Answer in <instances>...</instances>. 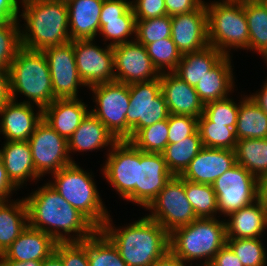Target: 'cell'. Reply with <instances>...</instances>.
<instances>
[{
	"mask_svg": "<svg viewBox=\"0 0 267 266\" xmlns=\"http://www.w3.org/2000/svg\"><path fill=\"white\" fill-rule=\"evenodd\" d=\"M24 200L27 206L28 225L49 234L57 243L81 242L97 230L48 183ZM72 232L75 233L73 237L70 235Z\"/></svg>",
	"mask_w": 267,
	"mask_h": 266,
	"instance_id": "1",
	"label": "cell"
},
{
	"mask_svg": "<svg viewBox=\"0 0 267 266\" xmlns=\"http://www.w3.org/2000/svg\"><path fill=\"white\" fill-rule=\"evenodd\" d=\"M111 222L109 216L100 230L112 241L127 266H152L169 249V233L147 216L118 229Z\"/></svg>",
	"mask_w": 267,
	"mask_h": 266,
	"instance_id": "2",
	"label": "cell"
},
{
	"mask_svg": "<svg viewBox=\"0 0 267 266\" xmlns=\"http://www.w3.org/2000/svg\"><path fill=\"white\" fill-rule=\"evenodd\" d=\"M25 30H21L23 48L43 51L71 41L66 1L21 0Z\"/></svg>",
	"mask_w": 267,
	"mask_h": 266,
	"instance_id": "3",
	"label": "cell"
},
{
	"mask_svg": "<svg viewBox=\"0 0 267 266\" xmlns=\"http://www.w3.org/2000/svg\"><path fill=\"white\" fill-rule=\"evenodd\" d=\"M11 99L17 100V93L32 100L37 107L44 109L56 98L52 88L47 58L43 51L21 48L11 63Z\"/></svg>",
	"mask_w": 267,
	"mask_h": 266,
	"instance_id": "4",
	"label": "cell"
},
{
	"mask_svg": "<svg viewBox=\"0 0 267 266\" xmlns=\"http://www.w3.org/2000/svg\"><path fill=\"white\" fill-rule=\"evenodd\" d=\"M226 223L217 218H198L169 234V249L184 262L205 259L208 266L226 244Z\"/></svg>",
	"mask_w": 267,
	"mask_h": 266,
	"instance_id": "5",
	"label": "cell"
},
{
	"mask_svg": "<svg viewBox=\"0 0 267 266\" xmlns=\"http://www.w3.org/2000/svg\"><path fill=\"white\" fill-rule=\"evenodd\" d=\"M53 176L54 182L48 184L97 229H100L110 214L103 205L92 174L73 162L53 173Z\"/></svg>",
	"mask_w": 267,
	"mask_h": 266,
	"instance_id": "6",
	"label": "cell"
},
{
	"mask_svg": "<svg viewBox=\"0 0 267 266\" xmlns=\"http://www.w3.org/2000/svg\"><path fill=\"white\" fill-rule=\"evenodd\" d=\"M210 3L205 4L209 45L225 56L230 55L228 51L231 48L248 50L249 29L243 0H222Z\"/></svg>",
	"mask_w": 267,
	"mask_h": 266,
	"instance_id": "7",
	"label": "cell"
},
{
	"mask_svg": "<svg viewBox=\"0 0 267 266\" xmlns=\"http://www.w3.org/2000/svg\"><path fill=\"white\" fill-rule=\"evenodd\" d=\"M130 105L126 113V140L140 129L166 120L169 109L161 91L160 78L129 85Z\"/></svg>",
	"mask_w": 267,
	"mask_h": 266,
	"instance_id": "8",
	"label": "cell"
},
{
	"mask_svg": "<svg viewBox=\"0 0 267 266\" xmlns=\"http://www.w3.org/2000/svg\"><path fill=\"white\" fill-rule=\"evenodd\" d=\"M146 209L151 210L147 217L158 222L169 234L198 219L186 197L184 179L180 176H173Z\"/></svg>",
	"mask_w": 267,
	"mask_h": 266,
	"instance_id": "9",
	"label": "cell"
},
{
	"mask_svg": "<svg viewBox=\"0 0 267 266\" xmlns=\"http://www.w3.org/2000/svg\"><path fill=\"white\" fill-rule=\"evenodd\" d=\"M107 154L103 174L124 200L138 204L140 149L130 141H117Z\"/></svg>",
	"mask_w": 267,
	"mask_h": 266,
	"instance_id": "10",
	"label": "cell"
},
{
	"mask_svg": "<svg viewBox=\"0 0 267 266\" xmlns=\"http://www.w3.org/2000/svg\"><path fill=\"white\" fill-rule=\"evenodd\" d=\"M98 106L90 112L117 141L126 140V113L130 105L129 85L120 82L100 83L89 87Z\"/></svg>",
	"mask_w": 267,
	"mask_h": 266,
	"instance_id": "11",
	"label": "cell"
},
{
	"mask_svg": "<svg viewBox=\"0 0 267 266\" xmlns=\"http://www.w3.org/2000/svg\"><path fill=\"white\" fill-rule=\"evenodd\" d=\"M212 186L218 212L226 217L258 200L259 180L238 163L218 177Z\"/></svg>",
	"mask_w": 267,
	"mask_h": 266,
	"instance_id": "12",
	"label": "cell"
},
{
	"mask_svg": "<svg viewBox=\"0 0 267 266\" xmlns=\"http://www.w3.org/2000/svg\"><path fill=\"white\" fill-rule=\"evenodd\" d=\"M36 174L56 173L73 162L68 152V141L59 135L44 119L36 126L28 140Z\"/></svg>",
	"mask_w": 267,
	"mask_h": 266,
	"instance_id": "13",
	"label": "cell"
},
{
	"mask_svg": "<svg viewBox=\"0 0 267 266\" xmlns=\"http://www.w3.org/2000/svg\"><path fill=\"white\" fill-rule=\"evenodd\" d=\"M133 39L113 46L115 81L131 85L158 79L161 73L153 65L146 47Z\"/></svg>",
	"mask_w": 267,
	"mask_h": 266,
	"instance_id": "14",
	"label": "cell"
},
{
	"mask_svg": "<svg viewBox=\"0 0 267 266\" xmlns=\"http://www.w3.org/2000/svg\"><path fill=\"white\" fill-rule=\"evenodd\" d=\"M93 39L72 40L77 71L87 87L115 81L113 46H96Z\"/></svg>",
	"mask_w": 267,
	"mask_h": 266,
	"instance_id": "15",
	"label": "cell"
},
{
	"mask_svg": "<svg viewBox=\"0 0 267 266\" xmlns=\"http://www.w3.org/2000/svg\"><path fill=\"white\" fill-rule=\"evenodd\" d=\"M49 65L52 88L56 99L78 98V86L86 85L80 79L74 46L70 41L66 44L48 47L43 50Z\"/></svg>",
	"mask_w": 267,
	"mask_h": 266,
	"instance_id": "16",
	"label": "cell"
},
{
	"mask_svg": "<svg viewBox=\"0 0 267 266\" xmlns=\"http://www.w3.org/2000/svg\"><path fill=\"white\" fill-rule=\"evenodd\" d=\"M171 23V38L182 54L209 46L205 2L190 13L171 16Z\"/></svg>",
	"mask_w": 267,
	"mask_h": 266,
	"instance_id": "17",
	"label": "cell"
},
{
	"mask_svg": "<svg viewBox=\"0 0 267 266\" xmlns=\"http://www.w3.org/2000/svg\"><path fill=\"white\" fill-rule=\"evenodd\" d=\"M235 164L234 150L203 146L180 177L190 182L212 185Z\"/></svg>",
	"mask_w": 267,
	"mask_h": 266,
	"instance_id": "18",
	"label": "cell"
},
{
	"mask_svg": "<svg viewBox=\"0 0 267 266\" xmlns=\"http://www.w3.org/2000/svg\"><path fill=\"white\" fill-rule=\"evenodd\" d=\"M0 133L6 141H28L37 124L43 119V109L34 112L32 101L10 100L0 108Z\"/></svg>",
	"mask_w": 267,
	"mask_h": 266,
	"instance_id": "19",
	"label": "cell"
},
{
	"mask_svg": "<svg viewBox=\"0 0 267 266\" xmlns=\"http://www.w3.org/2000/svg\"><path fill=\"white\" fill-rule=\"evenodd\" d=\"M105 38L112 40L110 46L129 42L128 36L136 34V17L131 1L104 0L100 13V31Z\"/></svg>",
	"mask_w": 267,
	"mask_h": 266,
	"instance_id": "20",
	"label": "cell"
},
{
	"mask_svg": "<svg viewBox=\"0 0 267 266\" xmlns=\"http://www.w3.org/2000/svg\"><path fill=\"white\" fill-rule=\"evenodd\" d=\"M173 177L162 153L140 150L138 164V205L146 208Z\"/></svg>",
	"mask_w": 267,
	"mask_h": 266,
	"instance_id": "21",
	"label": "cell"
},
{
	"mask_svg": "<svg viewBox=\"0 0 267 266\" xmlns=\"http://www.w3.org/2000/svg\"><path fill=\"white\" fill-rule=\"evenodd\" d=\"M159 78L170 114L196 118L203 114L204 103L200 100L195 87L181 80L173 72H163Z\"/></svg>",
	"mask_w": 267,
	"mask_h": 266,
	"instance_id": "22",
	"label": "cell"
},
{
	"mask_svg": "<svg viewBox=\"0 0 267 266\" xmlns=\"http://www.w3.org/2000/svg\"><path fill=\"white\" fill-rule=\"evenodd\" d=\"M89 112L79 98L55 99L43 109V119L68 141Z\"/></svg>",
	"mask_w": 267,
	"mask_h": 266,
	"instance_id": "23",
	"label": "cell"
},
{
	"mask_svg": "<svg viewBox=\"0 0 267 266\" xmlns=\"http://www.w3.org/2000/svg\"><path fill=\"white\" fill-rule=\"evenodd\" d=\"M104 0H68L69 33L72 40L95 39L100 31Z\"/></svg>",
	"mask_w": 267,
	"mask_h": 266,
	"instance_id": "24",
	"label": "cell"
},
{
	"mask_svg": "<svg viewBox=\"0 0 267 266\" xmlns=\"http://www.w3.org/2000/svg\"><path fill=\"white\" fill-rule=\"evenodd\" d=\"M56 244L49 234L28 225L2 255L15 261H43L55 251Z\"/></svg>",
	"mask_w": 267,
	"mask_h": 266,
	"instance_id": "25",
	"label": "cell"
},
{
	"mask_svg": "<svg viewBox=\"0 0 267 266\" xmlns=\"http://www.w3.org/2000/svg\"><path fill=\"white\" fill-rule=\"evenodd\" d=\"M0 155L8 178L17 188H21L24 181L30 178H40L36 174L28 141H6Z\"/></svg>",
	"mask_w": 267,
	"mask_h": 266,
	"instance_id": "26",
	"label": "cell"
},
{
	"mask_svg": "<svg viewBox=\"0 0 267 266\" xmlns=\"http://www.w3.org/2000/svg\"><path fill=\"white\" fill-rule=\"evenodd\" d=\"M229 219L225 222L227 239L260 238L267 228V210L259 199L230 214Z\"/></svg>",
	"mask_w": 267,
	"mask_h": 266,
	"instance_id": "27",
	"label": "cell"
},
{
	"mask_svg": "<svg viewBox=\"0 0 267 266\" xmlns=\"http://www.w3.org/2000/svg\"><path fill=\"white\" fill-rule=\"evenodd\" d=\"M116 142L104 124L89 112L68 139V152L98 150L108 145L112 147Z\"/></svg>",
	"mask_w": 267,
	"mask_h": 266,
	"instance_id": "28",
	"label": "cell"
},
{
	"mask_svg": "<svg viewBox=\"0 0 267 266\" xmlns=\"http://www.w3.org/2000/svg\"><path fill=\"white\" fill-rule=\"evenodd\" d=\"M233 69L230 55L224 56L195 86L200 100L206 104L227 98L233 91Z\"/></svg>",
	"mask_w": 267,
	"mask_h": 266,
	"instance_id": "29",
	"label": "cell"
},
{
	"mask_svg": "<svg viewBox=\"0 0 267 266\" xmlns=\"http://www.w3.org/2000/svg\"><path fill=\"white\" fill-rule=\"evenodd\" d=\"M224 56L210 45L201 51L185 53L182 54L173 73L190 86L195 87Z\"/></svg>",
	"mask_w": 267,
	"mask_h": 266,
	"instance_id": "30",
	"label": "cell"
},
{
	"mask_svg": "<svg viewBox=\"0 0 267 266\" xmlns=\"http://www.w3.org/2000/svg\"><path fill=\"white\" fill-rule=\"evenodd\" d=\"M27 227L28 213L25 200H0V255Z\"/></svg>",
	"mask_w": 267,
	"mask_h": 266,
	"instance_id": "31",
	"label": "cell"
},
{
	"mask_svg": "<svg viewBox=\"0 0 267 266\" xmlns=\"http://www.w3.org/2000/svg\"><path fill=\"white\" fill-rule=\"evenodd\" d=\"M235 135L237 140L267 138V115L250 96L240 101Z\"/></svg>",
	"mask_w": 267,
	"mask_h": 266,
	"instance_id": "32",
	"label": "cell"
},
{
	"mask_svg": "<svg viewBox=\"0 0 267 266\" xmlns=\"http://www.w3.org/2000/svg\"><path fill=\"white\" fill-rule=\"evenodd\" d=\"M234 152L236 163L258 180L267 175V138L237 140Z\"/></svg>",
	"mask_w": 267,
	"mask_h": 266,
	"instance_id": "33",
	"label": "cell"
},
{
	"mask_svg": "<svg viewBox=\"0 0 267 266\" xmlns=\"http://www.w3.org/2000/svg\"><path fill=\"white\" fill-rule=\"evenodd\" d=\"M202 147L198 130L178 143L168 144L162 155L173 176H180Z\"/></svg>",
	"mask_w": 267,
	"mask_h": 266,
	"instance_id": "34",
	"label": "cell"
},
{
	"mask_svg": "<svg viewBox=\"0 0 267 266\" xmlns=\"http://www.w3.org/2000/svg\"><path fill=\"white\" fill-rule=\"evenodd\" d=\"M249 29V49L267 56V9L259 0H243Z\"/></svg>",
	"mask_w": 267,
	"mask_h": 266,
	"instance_id": "35",
	"label": "cell"
},
{
	"mask_svg": "<svg viewBox=\"0 0 267 266\" xmlns=\"http://www.w3.org/2000/svg\"><path fill=\"white\" fill-rule=\"evenodd\" d=\"M89 266H127L112 241L97 229L87 238Z\"/></svg>",
	"mask_w": 267,
	"mask_h": 266,
	"instance_id": "36",
	"label": "cell"
},
{
	"mask_svg": "<svg viewBox=\"0 0 267 266\" xmlns=\"http://www.w3.org/2000/svg\"><path fill=\"white\" fill-rule=\"evenodd\" d=\"M184 189L198 218H215L218 212L217 196L211 184L184 180ZM214 213V214H213Z\"/></svg>",
	"mask_w": 267,
	"mask_h": 266,
	"instance_id": "37",
	"label": "cell"
},
{
	"mask_svg": "<svg viewBox=\"0 0 267 266\" xmlns=\"http://www.w3.org/2000/svg\"><path fill=\"white\" fill-rule=\"evenodd\" d=\"M198 132L204 147L235 149L237 143L235 129L225 124H215L203 114L198 118Z\"/></svg>",
	"mask_w": 267,
	"mask_h": 266,
	"instance_id": "38",
	"label": "cell"
},
{
	"mask_svg": "<svg viewBox=\"0 0 267 266\" xmlns=\"http://www.w3.org/2000/svg\"><path fill=\"white\" fill-rule=\"evenodd\" d=\"M168 132L166 119L140 129L129 141L143 152L162 153L168 145Z\"/></svg>",
	"mask_w": 267,
	"mask_h": 266,
	"instance_id": "39",
	"label": "cell"
},
{
	"mask_svg": "<svg viewBox=\"0 0 267 266\" xmlns=\"http://www.w3.org/2000/svg\"><path fill=\"white\" fill-rule=\"evenodd\" d=\"M148 55L153 65L160 73L173 72L182 58L171 37L161 39L146 46Z\"/></svg>",
	"mask_w": 267,
	"mask_h": 266,
	"instance_id": "40",
	"label": "cell"
},
{
	"mask_svg": "<svg viewBox=\"0 0 267 266\" xmlns=\"http://www.w3.org/2000/svg\"><path fill=\"white\" fill-rule=\"evenodd\" d=\"M243 266H266L267 256L261 238L226 239Z\"/></svg>",
	"mask_w": 267,
	"mask_h": 266,
	"instance_id": "41",
	"label": "cell"
},
{
	"mask_svg": "<svg viewBox=\"0 0 267 266\" xmlns=\"http://www.w3.org/2000/svg\"><path fill=\"white\" fill-rule=\"evenodd\" d=\"M22 48L18 20L0 25V69L9 70L12 61Z\"/></svg>",
	"mask_w": 267,
	"mask_h": 266,
	"instance_id": "42",
	"label": "cell"
},
{
	"mask_svg": "<svg viewBox=\"0 0 267 266\" xmlns=\"http://www.w3.org/2000/svg\"><path fill=\"white\" fill-rule=\"evenodd\" d=\"M171 16L136 19V40L145 47L153 42L171 37Z\"/></svg>",
	"mask_w": 267,
	"mask_h": 266,
	"instance_id": "43",
	"label": "cell"
},
{
	"mask_svg": "<svg viewBox=\"0 0 267 266\" xmlns=\"http://www.w3.org/2000/svg\"><path fill=\"white\" fill-rule=\"evenodd\" d=\"M238 111L239 103L237 105L233 99L227 97L204 104L203 115L215 124H225L235 129Z\"/></svg>",
	"mask_w": 267,
	"mask_h": 266,
	"instance_id": "44",
	"label": "cell"
},
{
	"mask_svg": "<svg viewBox=\"0 0 267 266\" xmlns=\"http://www.w3.org/2000/svg\"><path fill=\"white\" fill-rule=\"evenodd\" d=\"M55 252L62 258L65 266H89L87 238L81 242H58Z\"/></svg>",
	"mask_w": 267,
	"mask_h": 266,
	"instance_id": "45",
	"label": "cell"
},
{
	"mask_svg": "<svg viewBox=\"0 0 267 266\" xmlns=\"http://www.w3.org/2000/svg\"><path fill=\"white\" fill-rule=\"evenodd\" d=\"M167 122L168 144L178 143L198 130V118L196 117L170 114Z\"/></svg>",
	"mask_w": 267,
	"mask_h": 266,
	"instance_id": "46",
	"label": "cell"
},
{
	"mask_svg": "<svg viewBox=\"0 0 267 266\" xmlns=\"http://www.w3.org/2000/svg\"><path fill=\"white\" fill-rule=\"evenodd\" d=\"M131 6L136 19H150L167 14L165 0H134Z\"/></svg>",
	"mask_w": 267,
	"mask_h": 266,
	"instance_id": "47",
	"label": "cell"
},
{
	"mask_svg": "<svg viewBox=\"0 0 267 266\" xmlns=\"http://www.w3.org/2000/svg\"><path fill=\"white\" fill-rule=\"evenodd\" d=\"M204 1L202 0H165L167 15L186 14L197 10Z\"/></svg>",
	"mask_w": 267,
	"mask_h": 266,
	"instance_id": "48",
	"label": "cell"
},
{
	"mask_svg": "<svg viewBox=\"0 0 267 266\" xmlns=\"http://www.w3.org/2000/svg\"><path fill=\"white\" fill-rule=\"evenodd\" d=\"M208 266H243L239 257L225 244L214 256Z\"/></svg>",
	"mask_w": 267,
	"mask_h": 266,
	"instance_id": "49",
	"label": "cell"
},
{
	"mask_svg": "<svg viewBox=\"0 0 267 266\" xmlns=\"http://www.w3.org/2000/svg\"><path fill=\"white\" fill-rule=\"evenodd\" d=\"M18 0H0V25L6 22L18 20Z\"/></svg>",
	"mask_w": 267,
	"mask_h": 266,
	"instance_id": "50",
	"label": "cell"
},
{
	"mask_svg": "<svg viewBox=\"0 0 267 266\" xmlns=\"http://www.w3.org/2000/svg\"><path fill=\"white\" fill-rule=\"evenodd\" d=\"M17 187L8 178L4 164L0 155V200H8L12 191Z\"/></svg>",
	"mask_w": 267,
	"mask_h": 266,
	"instance_id": "51",
	"label": "cell"
},
{
	"mask_svg": "<svg viewBox=\"0 0 267 266\" xmlns=\"http://www.w3.org/2000/svg\"><path fill=\"white\" fill-rule=\"evenodd\" d=\"M11 100L9 70L0 69V108Z\"/></svg>",
	"mask_w": 267,
	"mask_h": 266,
	"instance_id": "52",
	"label": "cell"
},
{
	"mask_svg": "<svg viewBox=\"0 0 267 266\" xmlns=\"http://www.w3.org/2000/svg\"><path fill=\"white\" fill-rule=\"evenodd\" d=\"M152 266H187V262L168 249Z\"/></svg>",
	"mask_w": 267,
	"mask_h": 266,
	"instance_id": "53",
	"label": "cell"
},
{
	"mask_svg": "<svg viewBox=\"0 0 267 266\" xmlns=\"http://www.w3.org/2000/svg\"><path fill=\"white\" fill-rule=\"evenodd\" d=\"M262 90L256 94L249 95L253 101L265 112L267 115V81L262 86Z\"/></svg>",
	"mask_w": 267,
	"mask_h": 266,
	"instance_id": "54",
	"label": "cell"
},
{
	"mask_svg": "<svg viewBox=\"0 0 267 266\" xmlns=\"http://www.w3.org/2000/svg\"><path fill=\"white\" fill-rule=\"evenodd\" d=\"M0 266H42V261L28 260L15 261L6 259L2 254L0 255Z\"/></svg>",
	"mask_w": 267,
	"mask_h": 266,
	"instance_id": "55",
	"label": "cell"
},
{
	"mask_svg": "<svg viewBox=\"0 0 267 266\" xmlns=\"http://www.w3.org/2000/svg\"><path fill=\"white\" fill-rule=\"evenodd\" d=\"M258 199L267 210V175L259 179V195Z\"/></svg>",
	"mask_w": 267,
	"mask_h": 266,
	"instance_id": "56",
	"label": "cell"
},
{
	"mask_svg": "<svg viewBox=\"0 0 267 266\" xmlns=\"http://www.w3.org/2000/svg\"><path fill=\"white\" fill-rule=\"evenodd\" d=\"M42 266H65L62 258L54 251L42 261Z\"/></svg>",
	"mask_w": 267,
	"mask_h": 266,
	"instance_id": "57",
	"label": "cell"
},
{
	"mask_svg": "<svg viewBox=\"0 0 267 266\" xmlns=\"http://www.w3.org/2000/svg\"><path fill=\"white\" fill-rule=\"evenodd\" d=\"M263 5L264 7L267 9V0H259Z\"/></svg>",
	"mask_w": 267,
	"mask_h": 266,
	"instance_id": "58",
	"label": "cell"
}]
</instances>
